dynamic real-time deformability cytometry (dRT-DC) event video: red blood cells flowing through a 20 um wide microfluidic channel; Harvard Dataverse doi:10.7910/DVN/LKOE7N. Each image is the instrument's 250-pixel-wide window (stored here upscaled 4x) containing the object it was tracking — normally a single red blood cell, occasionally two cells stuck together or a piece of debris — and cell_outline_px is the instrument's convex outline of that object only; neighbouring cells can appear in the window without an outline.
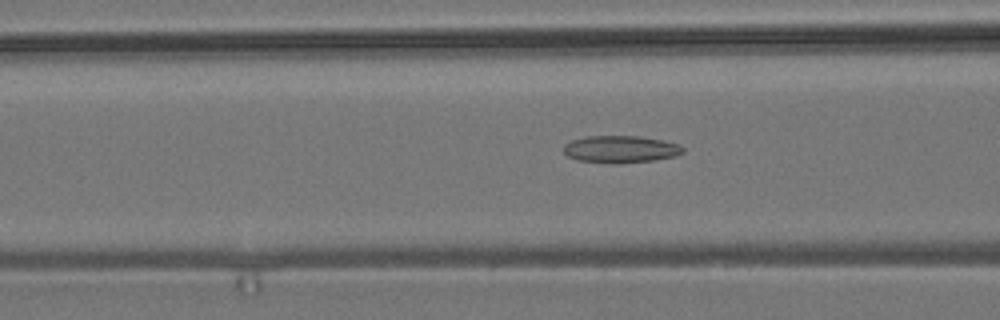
{"species": "common noctule bat (a hibernating species)", "species_latin": "Nyctalus noctula", "temperature_condition": "room temperature", "stored_images_in_passage": 54, "camera_frame_rate_fps": 3000, "um_per_image_px": 0.085, "animal": {"sex": "male", "body_mass_g": 19.2, "forearm_length_mm": 51.8}, "frame": {"image": 1, "passage_image": 21, "time_ms": 6.667, "image_size_px": [1000, 320], "cell_outline_px": [[684, 152], [676, 156], [652, 160], [620, 164], [612, 164], [576, 160], [568, 156], [564, 152], [564, 144], [572, 140], [584, 136], [640, 136], [680, 144], [684, 148]], "centroid_in_image_um": [52.74, 12.69], "position_along_channel_um": 113.9, "area_um2": 19.07}}
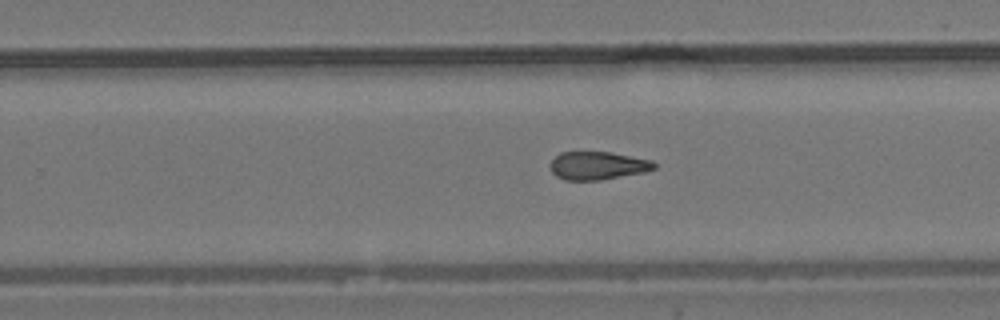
{"frame": {"image": 2, "passage_image": 34, "time_ms": 11.0, "image_size_px": [1000, 320], "cell_outline_px": [[656, 168], [644, 172], [600, 180], [564, 180], [556, 176], [552, 172], [548, 164], [560, 152], [612, 152], [652, 160], [656, 164]], "centroid_in_image_um": [50.79, 14.07], "position_along_channel_um": 279.0, "area_um2": 17.11}}
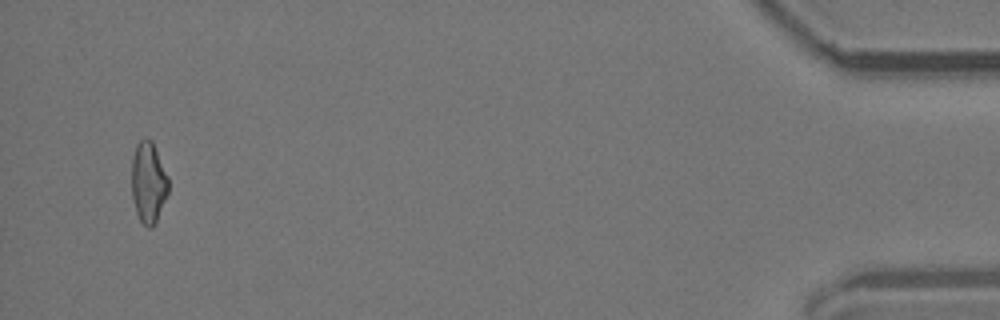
{"frame": {"image": 3, "passage_image": 52, "time_ms": 17.0, "image_size_px": [1000, 320], "cell_outline_px": [[168, 192], [156, 224], [152, 228], [148, 228], [140, 220], [136, 212], [132, 196], [132, 156], [136, 144], [144, 136], [148, 136], [152, 140], [168, 176]], "centroid_in_image_um": [12.61, 15.48], "position_along_channel_um": 422.6, "area_um2": 17.63}, "authors_computed_cell_mechanics": {"area_um2": 18.0914, "velocity_mm_per_s": 3.8239, "shape_relaxation_time_tau1_ms": null, "shape_relaxation_time_tau2_ms": 4.067, "deformation_change_tau1": null, "deformation_change_tau2": 0.1361}}